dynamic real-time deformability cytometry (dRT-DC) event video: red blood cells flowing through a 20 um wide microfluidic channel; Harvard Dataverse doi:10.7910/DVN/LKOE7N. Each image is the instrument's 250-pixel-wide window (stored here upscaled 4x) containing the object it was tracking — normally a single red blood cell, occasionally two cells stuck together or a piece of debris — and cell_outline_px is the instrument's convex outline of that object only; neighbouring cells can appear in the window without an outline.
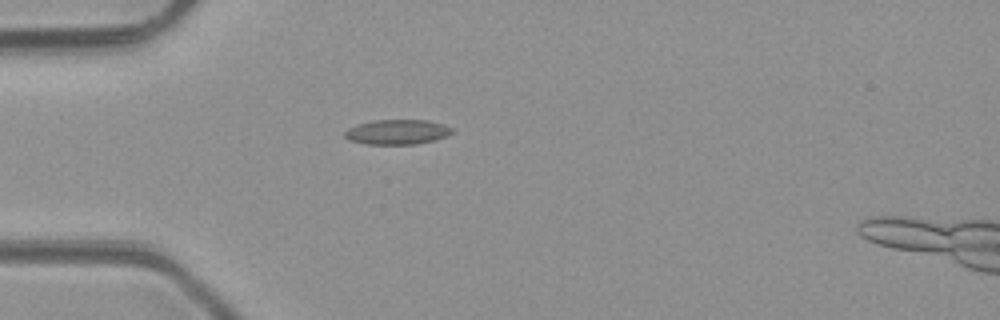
{"species": "common noctule bat (a hibernating species)", "species_latin": "Nyctalus noctula", "temperature_condition": "room temperature", "stored_images_in_passage": 1, "camera_frame_rate_fps": 3000, "um_per_image_px": 0.085, "animal": {"sex": "male", "body_mass_g": 23.1, "forearm_length_mm": 52.7}, "frame": {"image": 1, "passage_image": 1, "time_ms": 0.0, "image_size_px": [1000, 320], "cell_outline_px": [[456, 128], [448, 136], [416, 144], [368, 144], [348, 140], [344, 136], [344, 132], [348, 128], [356, 124], [372, 120], [428, 120], [444, 124]], "centroid_in_image_um": [33.77, 11.21], "position_along_channel_um": 51.2, "area_um2": 15.72}}